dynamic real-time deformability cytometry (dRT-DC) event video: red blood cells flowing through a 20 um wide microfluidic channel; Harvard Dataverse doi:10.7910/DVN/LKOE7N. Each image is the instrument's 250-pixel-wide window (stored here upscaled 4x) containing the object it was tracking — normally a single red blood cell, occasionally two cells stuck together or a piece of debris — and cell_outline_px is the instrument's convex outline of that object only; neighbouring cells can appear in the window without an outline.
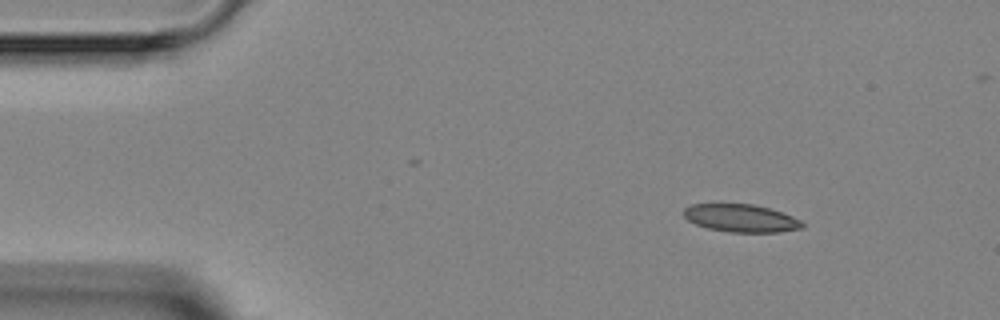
{"species": "Egyptian fruit bat (a non-hibernating species)", "species_latin": "Rousettus aegyptiacus", "temperature_condition": "room temperature", "stored_images_in_passage": 3, "camera_frame_rate_fps": 3000, "um_per_image_px": 0.085, "animal": {"sex": "female"}, "frame": {"image": 1, "passage_image": 1, "time_ms": 0.0, "image_size_px": [1000, 320], "cell_outline_px": [[804, 228], [780, 232], [728, 232], [708, 228], [696, 224], [688, 220], [684, 216], [684, 208], [692, 204], [752, 204], [768, 208], [792, 216], [800, 220], [804, 224]], "centroid_in_image_um": [62.99, 18.55], "position_along_channel_um": 22.0, "area_um2": 19.07}}
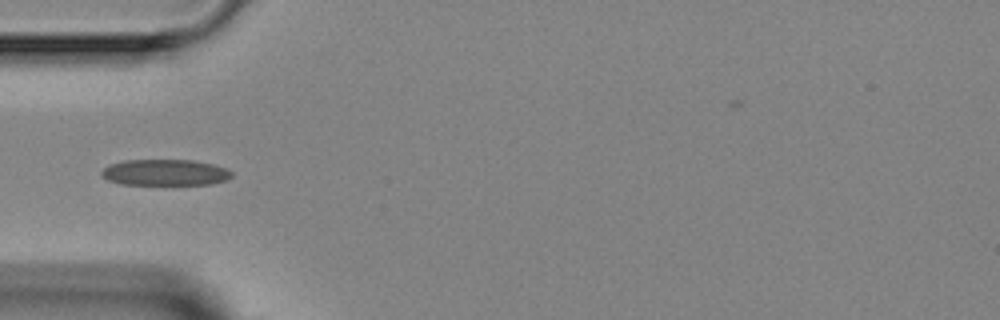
{"frame": {"image": 2, "passage_image": 3, "time_ms": 3.0, "image_size_px": [1000, 320], "cell_outline_px": [[232, 176], [228, 180], [212, 184], [120, 184], [108, 180], [100, 176], [100, 172], [108, 164], [124, 160], [192, 160], [212, 164], [224, 168], [232, 172]], "centroid_in_image_um": [14.0, 14.66], "position_along_channel_um": 71.0, "area_um2": 19.88}}